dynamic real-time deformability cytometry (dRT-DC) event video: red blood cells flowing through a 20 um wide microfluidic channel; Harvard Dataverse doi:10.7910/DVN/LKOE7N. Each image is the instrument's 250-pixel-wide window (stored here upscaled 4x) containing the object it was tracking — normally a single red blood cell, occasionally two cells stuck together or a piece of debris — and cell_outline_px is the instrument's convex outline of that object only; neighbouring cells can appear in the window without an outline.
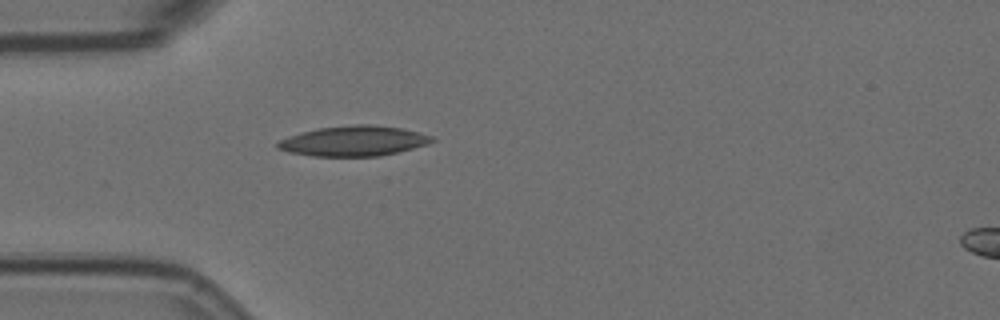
{"species": "Egyptian fruit bat (a non-hibernating species)", "species_latin": "Rousettus aegyptiacus", "temperature_condition": "room temperature", "stored_images_in_passage": 5, "camera_frame_rate_fps": 3000, "um_per_image_px": 0.085, "animal": {"sex": "female"}, "frame": {"image": 1, "passage_image": 5, "time_ms": 1.333, "image_size_px": [1000, 320], "cell_outline_px": [[436, 140], [428, 144], [380, 156], [312, 156], [288, 152], [276, 148], [276, 144], [280, 140], [288, 136], [300, 132], [316, 128], [352, 124], [368, 124], [400, 128], [432, 136]], "centroid_in_image_um": [30.01, 11.98], "position_along_channel_um": 55.0, "area_um2": 27.11}}